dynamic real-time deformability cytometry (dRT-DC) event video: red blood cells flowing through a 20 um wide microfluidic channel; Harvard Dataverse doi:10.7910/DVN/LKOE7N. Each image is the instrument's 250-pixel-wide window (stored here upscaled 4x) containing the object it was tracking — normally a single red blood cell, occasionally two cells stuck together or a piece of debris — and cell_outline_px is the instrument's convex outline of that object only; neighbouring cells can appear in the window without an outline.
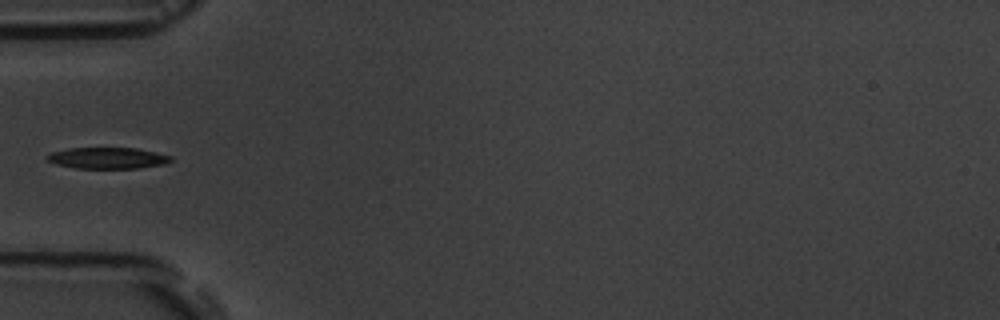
{"species": "common noctule bat (a hibernating species)", "species_latin": "Nyctalus noctula", "temperature_condition": "room temperature", "stored_images_in_passage": 6, "camera_frame_rate_fps": 3000, "um_per_image_px": 0.085, "animal": {"sex": "male", "body_mass_g": 19.5, "forearm_length_mm": 54.6}, "frame": {"image": 1, "passage_image": 6, "time_ms": 5.667, "image_size_px": [1000, 320], "cell_outline_px": [[172, 160], [164, 164], [140, 168], [76, 168], [56, 164], [48, 160], [44, 156], [52, 152], [68, 148], [136, 148], [156, 152], [172, 156]], "centroid_in_image_um": [9.15, 13.43], "position_along_channel_um": 75.9, "area_um2": 15.32}}